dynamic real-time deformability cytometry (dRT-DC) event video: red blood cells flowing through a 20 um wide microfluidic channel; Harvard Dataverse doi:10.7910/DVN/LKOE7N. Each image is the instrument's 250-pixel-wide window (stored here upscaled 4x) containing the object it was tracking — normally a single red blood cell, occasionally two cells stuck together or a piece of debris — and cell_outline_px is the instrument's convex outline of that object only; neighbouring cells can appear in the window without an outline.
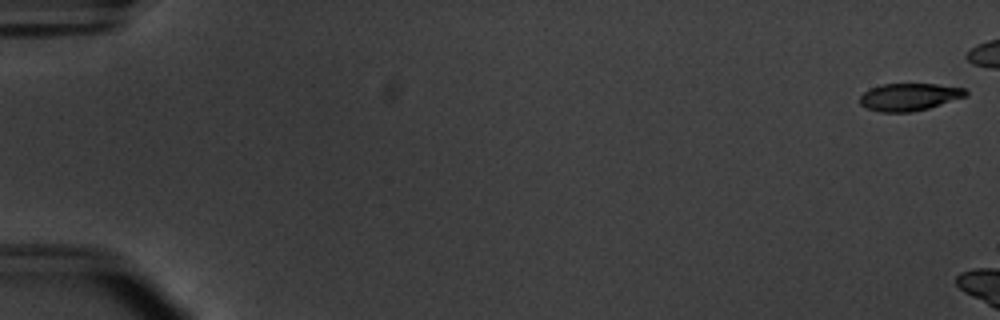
{"species": "common noctule bat (a hibernating species)", "species_latin": "Nyctalus noctula", "temperature_condition": "warm", "stored_images_in_passage": 9, "camera_frame_rate_fps": 3000, "um_per_image_px": 0.085, "animal": {"sex": "male", "body_mass_g": 20.1, "forearm_length_mm": 53.5}, "frame": {"image": 1, "passage_image": 1, "time_ms": 0.0, "image_size_px": [1000, 320], "cell_outline_px": [[968, 96], [928, 108], [912, 112], [880, 112], [864, 108], [860, 104], [860, 96], [864, 92], [872, 88], [884, 84], [936, 84], [964, 88], [968, 92]], "centroid_in_image_um": [77.29, 8.25], "position_along_channel_um": 7.7, "area_um2": 16.94}}